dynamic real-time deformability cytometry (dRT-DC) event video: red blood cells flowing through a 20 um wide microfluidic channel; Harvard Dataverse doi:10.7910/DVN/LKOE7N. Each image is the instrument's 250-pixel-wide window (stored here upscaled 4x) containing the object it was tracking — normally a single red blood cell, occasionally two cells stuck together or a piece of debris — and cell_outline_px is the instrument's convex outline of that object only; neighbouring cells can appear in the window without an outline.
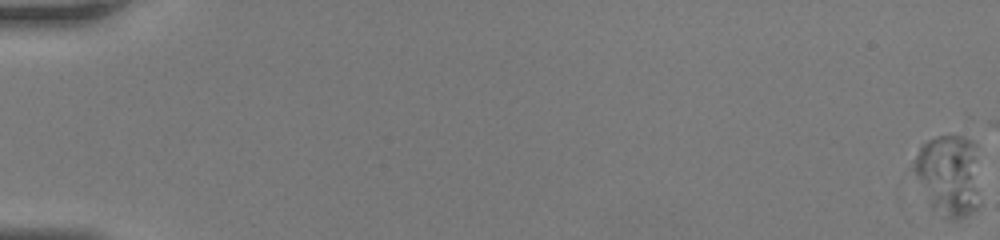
{"species": "human", "species_latin": "Homo sapiens", "temperature_condition": "room temperature", "stored_images_in_passage": 61, "camera_frame_rate_fps": 3000, "um_per_image_px": 0.085, "donor": {"sex": "female"}, "frame": {"image": 1, "passage_image": 1, "time_ms": 0.0, "image_size_px": [1000, 240], "cell_outline_px": [[976, 208], [964, 216], [956, 220], [932, 208], [912, 168], [912, 164], [920, 144], [936, 136], [960, 136], [972, 140], [976, 144]], "centroid_in_image_um": [80.59, 14.81], "position_along_channel_um": 4.4, "area_um2": 30.52}}
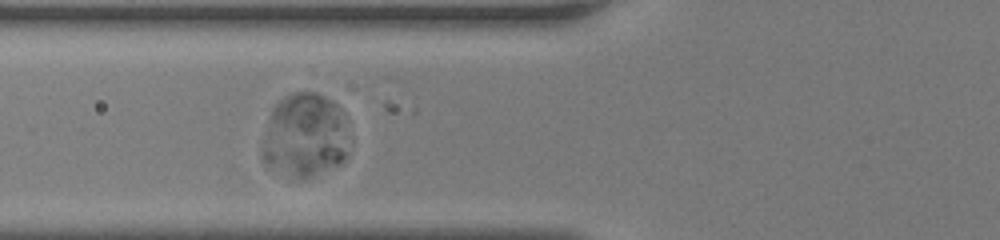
{"frame": {"image": 2, "passage_image": 29, "time_ms": 9.333, "image_size_px": [1000, 240], "cell_outline_px": [[348, 156], [340, 164], [304, 180], [264, 160], [264, 140], [272, 112], [276, 104], [280, 100], [296, 92], [316, 92], [332, 100], [348, 116]], "centroid_in_image_um": [26.06, 11.47], "position_along_channel_um": 99.7, "area_um2": 41.79}}
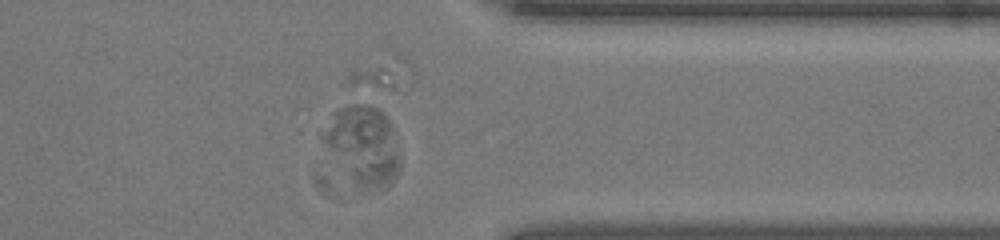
{"frame": {"image": 3, "passage_image": 56, "time_ms": 18.333, "image_size_px": [1000, 240], "cell_outline_px": [[400, 168], [396, 176], [380, 192], [360, 192], [328, 140], [328, 132], [332, 112], [340, 108], [352, 104], [356, 104], [376, 108], [384, 112], [388, 120], [400, 160]], "centroid_in_image_um": [31.01, 12.42], "position_along_channel_um": 380.4, "area_um2": 33.12}}